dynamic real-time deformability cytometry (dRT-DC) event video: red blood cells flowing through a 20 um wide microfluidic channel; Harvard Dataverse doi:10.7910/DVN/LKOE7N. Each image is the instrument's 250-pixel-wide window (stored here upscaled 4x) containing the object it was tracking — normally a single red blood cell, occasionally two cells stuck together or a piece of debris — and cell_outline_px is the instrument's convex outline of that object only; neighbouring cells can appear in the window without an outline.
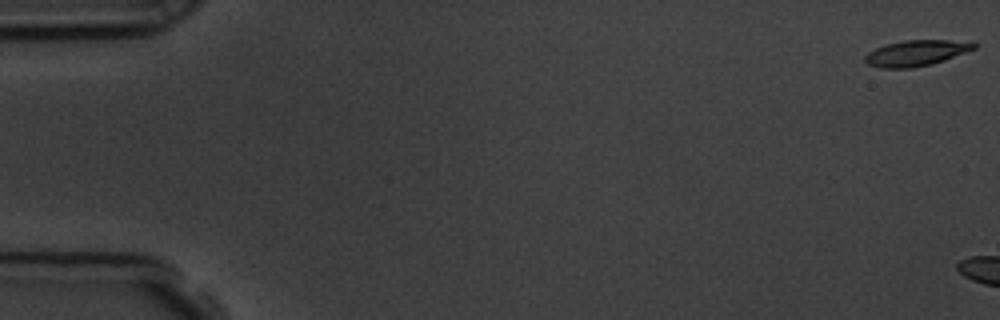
{"species": "common noctule bat (a hibernating species)", "species_latin": "Nyctalus noctula", "temperature_condition": "room temperature", "stored_images_in_passage": 6, "camera_frame_rate_fps": 3000, "um_per_image_px": 0.085, "animal": {"sex": "male", "body_mass_g": 19.5, "forearm_length_mm": 54.6}, "frame": {"image": 1, "passage_image": 1, "time_ms": 0.0, "image_size_px": [1000, 320], "cell_outline_px": [[976, 48], [944, 60], [932, 64], [912, 68], [880, 68], [868, 64], [864, 60], [864, 56], [868, 52], [876, 48], [888, 44], [904, 40], [948, 40], [976, 44]], "centroid_in_image_um": [77.81, 4.52], "position_along_channel_um": 7.2, "area_um2": 16.13}}